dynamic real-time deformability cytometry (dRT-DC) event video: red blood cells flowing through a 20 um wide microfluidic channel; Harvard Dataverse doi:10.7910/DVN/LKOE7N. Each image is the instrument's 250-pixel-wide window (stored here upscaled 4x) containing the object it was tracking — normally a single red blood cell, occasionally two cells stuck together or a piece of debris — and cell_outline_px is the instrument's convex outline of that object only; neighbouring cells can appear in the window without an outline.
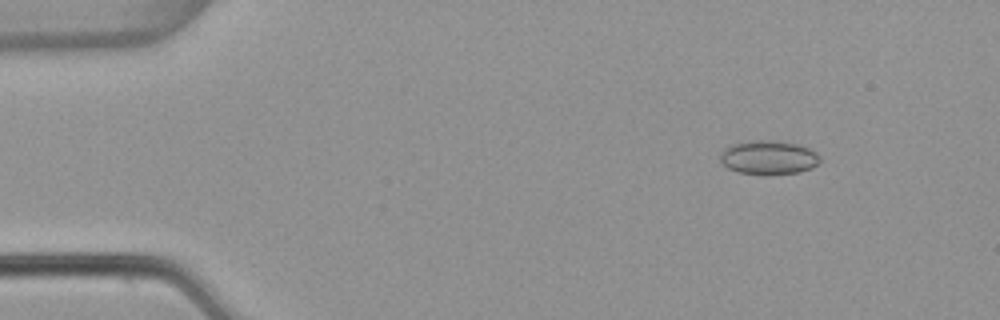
{"species": "common noctule bat (a hibernating species)", "species_latin": "Nyctalus noctula", "temperature_condition": "warm", "stored_images_in_passage": 4, "camera_frame_rate_fps": 3000, "um_per_image_px": 0.085, "animal": {"sex": "female", "body_mass_g": 22.7, "forearm_length_mm": 54.2}, "frame": {"image": 1, "passage_image": 1, "time_ms": 0.0, "image_size_px": [1000, 320], "cell_outline_px": [[820, 160], [812, 168], [800, 172], [736, 172], [728, 168], [720, 160], [720, 152], [724, 148], [732, 144], [752, 140], [776, 140], [796, 144], [808, 148], [816, 152], [820, 156]], "centroid_in_image_um": [65.31, 13.34], "position_along_channel_um": 19.7, "area_um2": 19.19}}
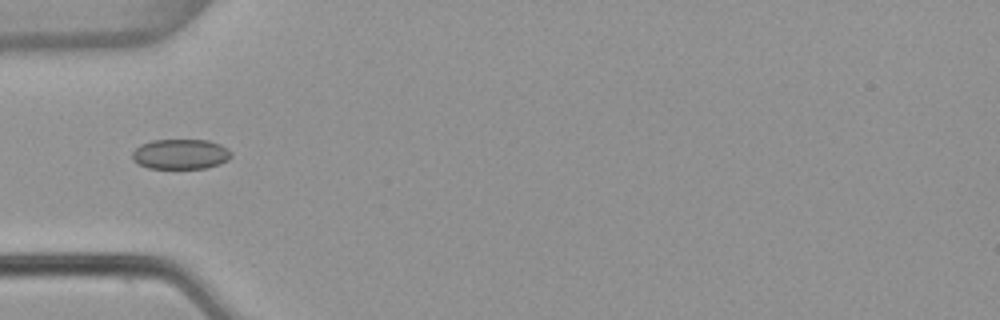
{"frame": {"image": 2, "passage_image": 4, "time_ms": 1.0, "image_size_px": [1000, 320], "cell_outline_px": [[232, 156], [228, 160], [220, 164], [208, 168], [148, 168], [132, 160], [132, 152], [140, 144], [152, 140], [208, 140], [220, 144], [228, 148], [232, 152]], "centroid_in_image_um": [15.37, 13.1], "position_along_channel_um": 69.6, "area_um2": 17.51}}